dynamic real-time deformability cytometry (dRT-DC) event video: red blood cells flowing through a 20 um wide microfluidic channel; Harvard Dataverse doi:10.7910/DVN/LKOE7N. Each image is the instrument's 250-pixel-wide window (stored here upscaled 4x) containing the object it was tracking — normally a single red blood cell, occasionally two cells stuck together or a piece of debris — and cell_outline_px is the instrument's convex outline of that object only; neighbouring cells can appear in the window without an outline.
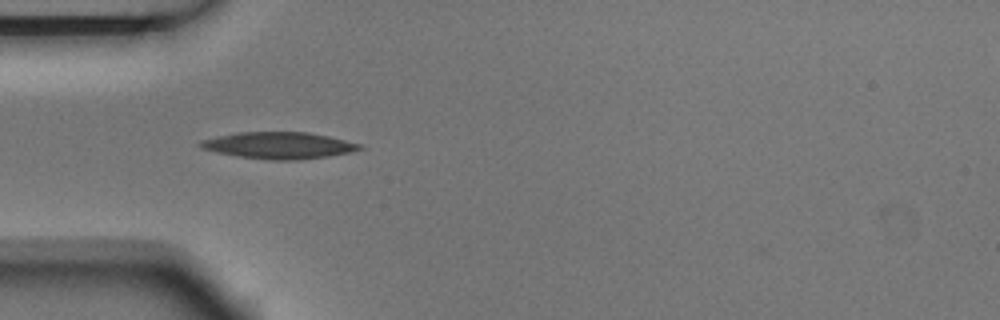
{"species": "Egyptian fruit bat (a non-hibernating species)", "species_latin": "Rousettus aegyptiacus", "temperature_condition": "room temperature", "stored_images_in_passage": 10, "camera_frame_rate_fps": 3000, "um_per_image_px": 0.085, "animal": {"sex": "male"}, "frame": {"image": 1, "passage_image": 4, "time_ms": 1.0, "image_size_px": [1000, 320], "cell_outline_px": [[364, 148], [352, 152], [328, 156], [300, 160], [268, 160], [236, 156], [216, 152], [200, 148], [196, 144], [200, 140], [216, 136], [240, 132], [308, 132], [328, 136], [360, 144]], "centroid_in_image_um": [23.66, 12.36], "position_along_channel_um": 61.3, "area_um2": 24.91}}
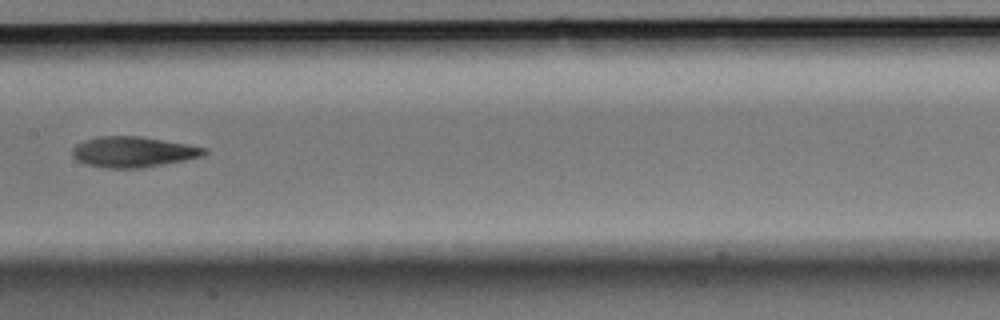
{"frame": {"image": 2, "passage_image": 7, "time_ms": 2.0, "image_size_px": [1000, 320], "cell_outline_px": [[208, 152], [204, 156], [184, 160], [140, 168], [104, 168], [84, 164], [76, 160], [72, 156], [72, 148], [76, 144], [100, 136], [140, 136], [208, 148]], "centroid_in_image_um": [11.3, 12.92], "position_along_channel_um": 196.1, "area_um2": 23.47}}
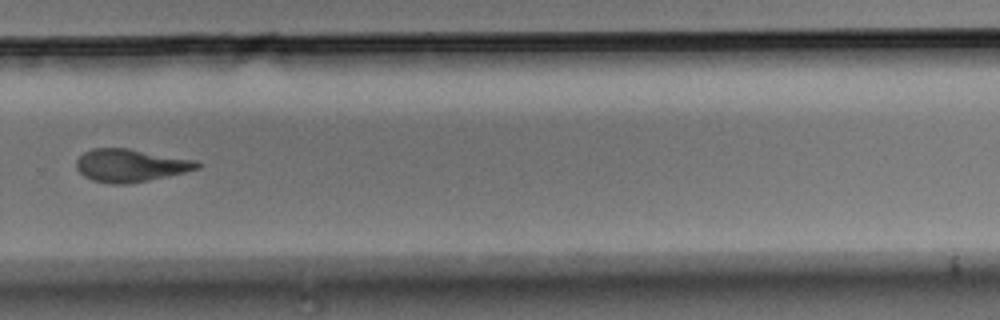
{"frame": {"image": 3, "passage_image": 10, "time_ms": 3.0, "image_size_px": [1000, 320], "cell_outline_px": [[200, 168], [184, 172], [148, 180], [128, 184], [112, 184], [92, 180], [84, 176], [76, 168], [76, 160], [84, 152], [92, 148], [128, 148], [196, 160], [200, 164]], "centroid_in_image_um": [11.07, 14.05], "position_along_channel_um": 318.7, "area_um2": 23.0}}